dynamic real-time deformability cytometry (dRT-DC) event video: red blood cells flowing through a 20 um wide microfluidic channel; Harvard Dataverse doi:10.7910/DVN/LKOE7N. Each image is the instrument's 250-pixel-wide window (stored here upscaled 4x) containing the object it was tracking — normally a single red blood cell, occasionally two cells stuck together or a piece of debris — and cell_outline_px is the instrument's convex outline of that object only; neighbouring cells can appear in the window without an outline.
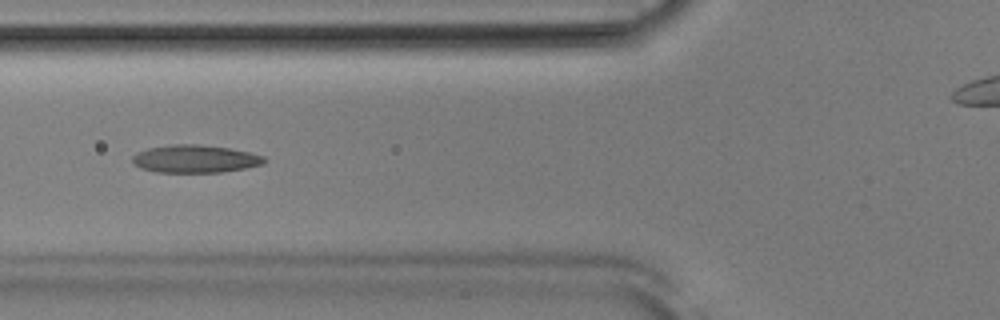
{"species": "Egyptian fruit bat (a non-hibernating species)", "species_latin": "Rousettus aegyptiacus", "temperature_condition": "room temperature", "stored_images_in_passage": 52, "camera_frame_rate_fps": 3000, "um_per_image_px": 0.085, "animal": {"sex": "male"}, "frame": {"image": 1, "passage_image": 19, "time_ms": 6.0, "image_size_px": [1000, 320], "cell_outline_px": [[264, 164], [224, 172], [156, 172], [140, 168], [132, 164], [132, 156], [136, 152], [148, 148], [172, 144], [200, 144], [228, 148], [248, 152], [264, 156]], "centroid_in_image_um": [16.53, 13.5], "position_along_channel_um": 109.3, "area_um2": 21.39}}
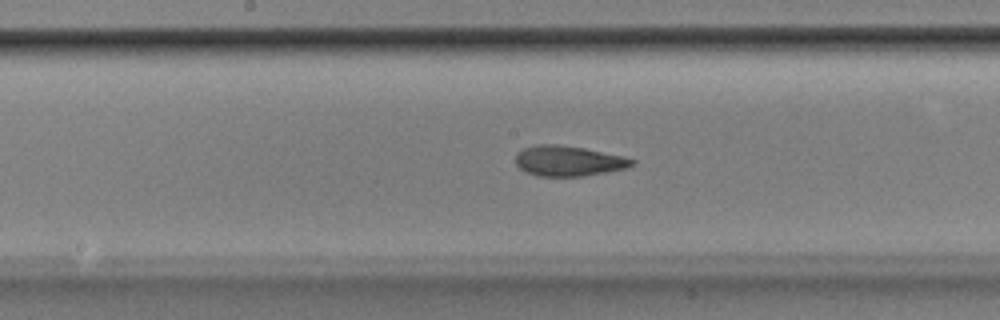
{"frame": {"image": 2, "passage_image": 26, "time_ms": 8.333, "image_size_px": [1000, 320], "cell_outline_px": [[636, 160], [632, 164], [624, 168], [584, 176], [536, 176], [524, 172], [516, 164], [516, 152], [524, 148], [536, 144], [556, 144], [584, 148], [624, 156]], "centroid_in_image_um": [48.26, 13.67], "position_along_channel_um": 199.9, "area_um2": 20.52}}
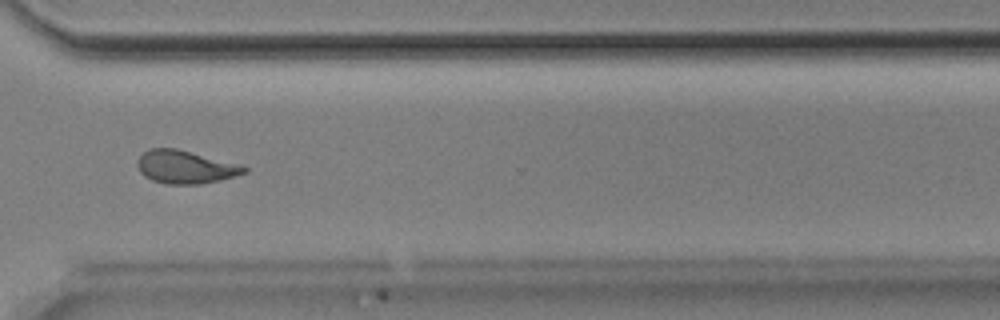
{"frame": {"image": 3, "passage_image": 38, "time_ms": 12.333, "image_size_px": [1000, 320], "cell_outline_px": [[248, 172], [220, 180], [200, 184], [168, 184], [152, 180], [144, 176], [140, 172], [136, 164], [140, 156], [148, 148], [176, 148], [248, 168]], "centroid_in_image_um": [15.68, 14.2], "position_along_channel_um": 354.9, "area_um2": 20.11}, "authors_computed_cell_mechanics": {"area_um2": 20.9525, "velocity_mm_per_s": 3.8693, "shape_relaxation_time_tau1_ms": 5.7214, "shape_relaxation_time_tau2_ms": 1.8057, "deformation_change_tau1": 0.16, "deformation_change_tau2": 0.0872}}